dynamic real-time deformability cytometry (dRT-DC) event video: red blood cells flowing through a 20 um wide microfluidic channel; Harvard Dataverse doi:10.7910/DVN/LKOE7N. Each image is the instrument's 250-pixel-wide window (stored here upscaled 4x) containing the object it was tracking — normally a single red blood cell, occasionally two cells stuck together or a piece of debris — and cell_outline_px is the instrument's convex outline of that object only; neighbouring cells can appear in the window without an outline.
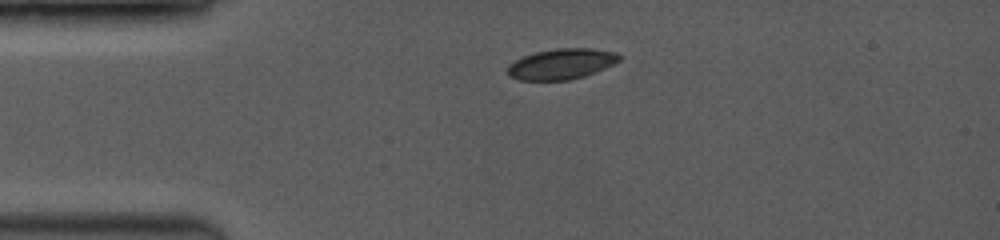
{"species": "common noctule bat (a hibernating species)", "species_latin": "Nyctalus noctula", "temperature_condition": "room temperature", "stored_images_in_passage": 3, "camera_frame_rate_fps": 3500, "um_per_image_px": 0.085, "animal": {"sex": "female", "body_mass_g": 19.0, "forearm_length_mm": 53.3}, "frame": {"image": 1, "passage_image": 1, "time_ms": 0.0, "image_size_px": [1000, 240], "cell_outline_px": [[620, 60], [604, 68], [584, 76], [568, 80], [520, 80], [508, 76], [508, 64], [524, 56], [536, 52], [560, 48], [592, 48], [616, 52], [620, 56]], "centroid_in_image_um": [47.71, 5.43], "position_along_channel_um": 37.3, "area_um2": 19.71}}